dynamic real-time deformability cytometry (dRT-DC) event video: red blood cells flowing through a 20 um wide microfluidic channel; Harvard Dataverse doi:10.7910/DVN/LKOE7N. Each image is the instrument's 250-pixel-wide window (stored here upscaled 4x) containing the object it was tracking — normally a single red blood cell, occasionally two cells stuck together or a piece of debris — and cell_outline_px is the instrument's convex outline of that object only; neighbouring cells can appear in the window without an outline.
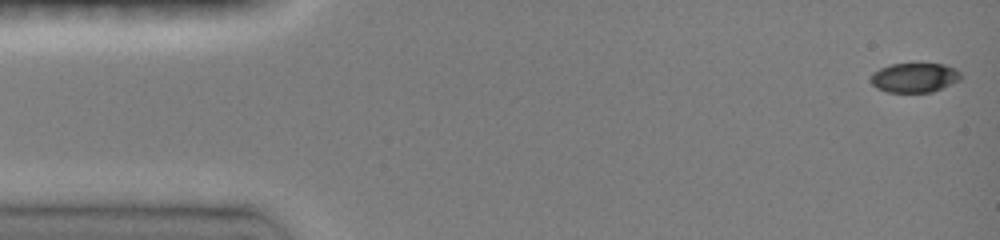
{"species": "common noctule bat (a hibernating species)", "species_latin": "Nyctalus noctula", "temperature_condition": "room temperature", "stored_images_in_passage": 46, "camera_frame_rate_fps": 3000, "um_per_image_px": 0.085, "animal": {"sex": "female", "body_mass_g": 19.0, "forearm_length_mm": 51.5}, "frame": {"image": 1, "passage_image": 1, "time_ms": 0.0, "image_size_px": [1000, 240], "cell_outline_px": [[960, 80], [932, 92], [888, 92], [876, 88], [868, 80], [868, 76], [872, 72], [880, 68], [892, 64], [944, 64], [956, 68], [960, 72]], "centroid_in_image_um": [77.68, 6.6], "position_along_channel_um": 7.3, "area_um2": 15.61}}
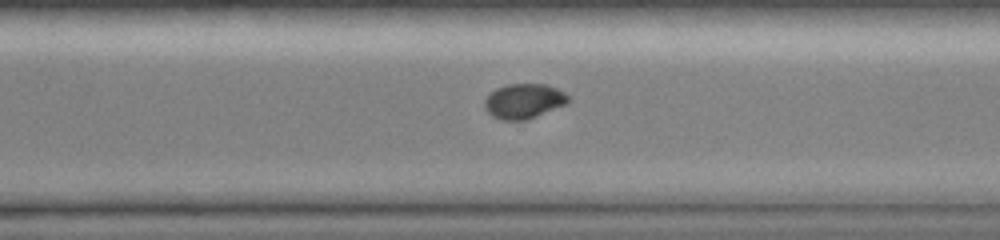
{"frame": {"image": 2, "passage_image": 33, "time_ms": 10.667, "image_size_px": [1000, 240], "cell_outline_px": [[568, 104], [524, 120], [504, 120], [492, 116], [484, 108], [484, 100], [488, 92], [496, 88], [508, 84], [544, 84], [556, 88], [564, 92], [568, 96]], "centroid_in_image_um": [44.49, 8.58], "position_along_channel_um": 326.1, "area_um2": 16.99}}
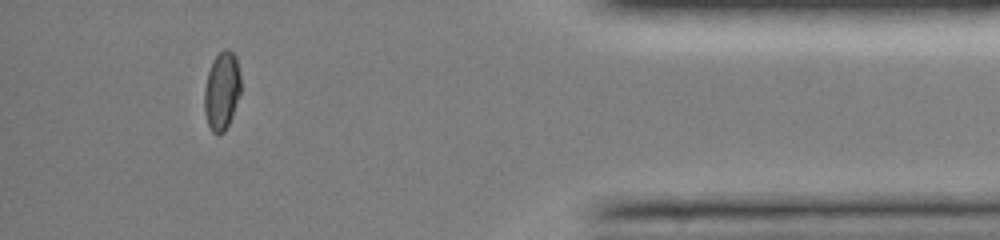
{"frame": {"image": 3, "passage_image": 42, "time_ms": 13.667, "image_size_px": [1000, 240], "cell_outline_px": [[240, 92], [232, 116], [224, 132], [216, 136], [212, 132], [208, 124], [204, 112], [204, 88], [208, 72], [212, 60], [224, 48], [228, 48], [236, 56], [240, 76]], "centroid_in_image_um": [18.84, 7.72], "position_along_channel_um": 416.4, "area_um2": 16.7}, "authors_computed_cell_mechanics": {"area_um2": 17.0221, "velocity_mm_per_s": 4.1182, "shape_relaxation_time_tau1_ms": 6.7842, "shape_relaxation_time_tau2_ms": 3.5612, "deformation_change_tau1": 0.1436, "deformation_change_tau2": 0.0266}}